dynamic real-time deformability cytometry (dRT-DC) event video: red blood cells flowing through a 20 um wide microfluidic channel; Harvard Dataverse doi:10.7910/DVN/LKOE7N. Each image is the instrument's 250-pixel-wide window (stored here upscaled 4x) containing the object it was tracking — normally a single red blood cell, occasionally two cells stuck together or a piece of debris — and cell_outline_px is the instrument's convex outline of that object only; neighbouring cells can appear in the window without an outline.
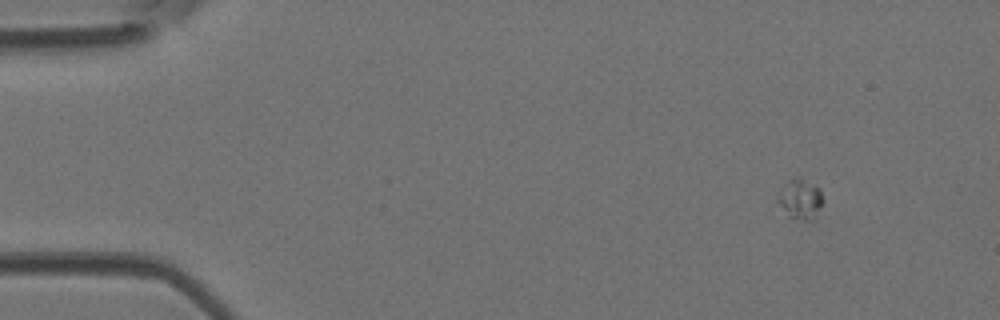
{"species": "Egyptian fruit bat (a non-hibernating species)", "species_latin": "Rousettus aegyptiacus", "temperature_condition": "room temperature", "stored_images_in_passage": 8, "camera_frame_rate_fps": 3000, "um_per_image_px": 0.085, "animal": {"sex": "female"}, "frame": {"image": 1, "passage_image": 1, "time_ms": 0.0, "image_size_px": [1000, 320], "cell_outline_px": [[824, 200], [816, 216], [808, 220], [804, 220], [788, 216], [776, 200], [788, 180], [796, 176], [800, 176], [816, 184], [820, 188]], "centroid_in_image_um": [68.07, 16.88], "position_along_channel_um": 16.9, "area_um2": 10.58}}